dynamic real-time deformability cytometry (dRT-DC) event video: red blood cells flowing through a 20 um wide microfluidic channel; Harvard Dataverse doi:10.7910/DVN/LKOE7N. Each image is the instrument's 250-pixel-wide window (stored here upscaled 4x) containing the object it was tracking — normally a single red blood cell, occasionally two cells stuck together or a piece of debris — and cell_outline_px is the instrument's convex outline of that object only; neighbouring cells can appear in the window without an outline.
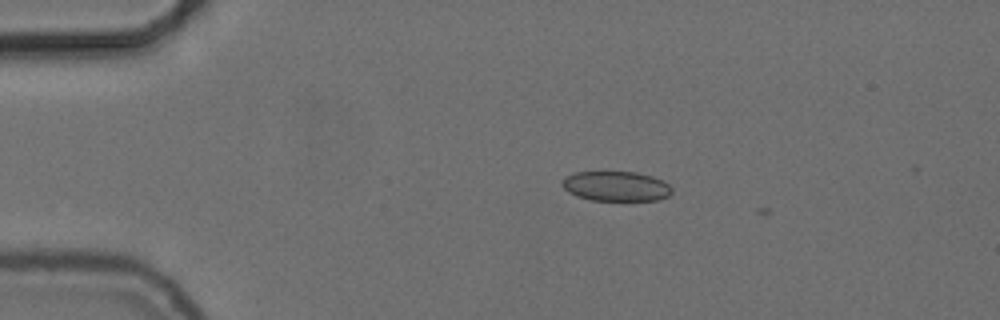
{"species": "common noctule bat (a hibernating species)", "species_latin": "Nyctalus noctula", "temperature_condition": "cold", "stored_images_in_passage": 3, "camera_frame_rate_fps": 3000, "um_per_image_px": 0.085, "animal": {"sex": "female", "body_mass_g": 24.6, "forearm_length_mm": 56.2}, "frame": {"image": 1, "passage_image": 2, "time_ms": 0.333, "image_size_px": [1000, 320], "cell_outline_px": [[672, 192], [668, 196], [656, 200], [592, 200], [576, 196], [568, 192], [560, 184], [564, 176], [576, 172], [636, 172], [652, 176], [664, 180], [672, 188]], "centroid_in_image_um": [52.35, 15.82], "position_along_channel_um": 32.7, "area_um2": 19.19}}